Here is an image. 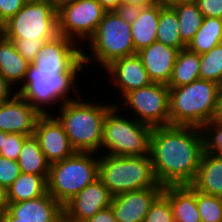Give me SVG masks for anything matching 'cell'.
<instances>
[{
	"instance_id": "46",
	"label": "cell",
	"mask_w": 222,
	"mask_h": 222,
	"mask_svg": "<svg viewBox=\"0 0 222 222\" xmlns=\"http://www.w3.org/2000/svg\"><path fill=\"white\" fill-rule=\"evenodd\" d=\"M195 0H156V3L163 6H173L178 3L193 2Z\"/></svg>"
},
{
	"instance_id": "41",
	"label": "cell",
	"mask_w": 222,
	"mask_h": 222,
	"mask_svg": "<svg viewBox=\"0 0 222 222\" xmlns=\"http://www.w3.org/2000/svg\"><path fill=\"white\" fill-rule=\"evenodd\" d=\"M14 90H15L14 87H12V85L0 75V102H4L6 100L13 98L17 94L16 91L15 93L11 92Z\"/></svg>"
},
{
	"instance_id": "33",
	"label": "cell",
	"mask_w": 222,
	"mask_h": 222,
	"mask_svg": "<svg viewBox=\"0 0 222 222\" xmlns=\"http://www.w3.org/2000/svg\"><path fill=\"white\" fill-rule=\"evenodd\" d=\"M143 222H175L171 204L162 192L151 203Z\"/></svg>"
},
{
	"instance_id": "29",
	"label": "cell",
	"mask_w": 222,
	"mask_h": 222,
	"mask_svg": "<svg viewBox=\"0 0 222 222\" xmlns=\"http://www.w3.org/2000/svg\"><path fill=\"white\" fill-rule=\"evenodd\" d=\"M179 20V34L181 40L188 45L201 27L204 16L193 2L178 3L172 6Z\"/></svg>"
},
{
	"instance_id": "7",
	"label": "cell",
	"mask_w": 222,
	"mask_h": 222,
	"mask_svg": "<svg viewBox=\"0 0 222 222\" xmlns=\"http://www.w3.org/2000/svg\"><path fill=\"white\" fill-rule=\"evenodd\" d=\"M118 106L114 103L105 115L101 149L112 156L149 155L153 127L118 114Z\"/></svg>"
},
{
	"instance_id": "10",
	"label": "cell",
	"mask_w": 222,
	"mask_h": 222,
	"mask_svg": "<svg viewBox=\"0 0 222 222\" xmlns=\"http://www.w3.org/2000/svg\"><path fill=\"white\" fill-rule=\"evenodd\" d=\"M106 10L97 0H77L57 10L58 33L77 44L95 34Z\"/></svg>"
},
{
	"instance_id": "1",
	"label": "cell",
	"mask_w": 222,
	"mask_h": 222,
	"mask_svg": "<svg viewBox=\"0 0 222 222\" xmlns=\"http://www.w3.org/2000/svg\"><path fill=\"white\" fill-rule=\"evenodd\" d=\"M204 153L201 128L192 126L153 127L150 158L162 186L190 185Z\"/></svg>"
},
{
	"instance_id": "12",
	"label": "cell",
	"mask_w": 222,
	"mask_h": 222,
	"mask_svg": "<svg viewBox=\"0 0 222 222\" xmlns=\"http://www.w3.org/2000/svg\"><path fill=\"white\" fill-rule=\"evenodd\" d=\"M83 50L74 40L57 35L45 42L32 64L41 71L80 72L85 66Z\"/></svg>"
},
{
	"instance_id": "37",
	"label": "cell",
	"mask_w": 222,
	"mask_h": 222,
	"mask_svg": "<svg viewBox=\"0 0 222 222\" xmlns=\"http://www.w3.org/2000/svg\"><path fill=\"white\" fill-rule=\"evenodd\" d=\"M204 17L222 19V0H195Z\"/></svg>"
},
{
	"instance_id": "14",
	"label": "cell",
	"mask_w": 222,
	"mask_h": 222,
	"mask_svg": "<svg viewBox=\"0 0 222 222\" xmlns=\"http://www.w3.org/2000/svg\"><path fill=\"white\" fill-rule=\"evenodd\" d=\"M34 136L38 139L40 148L50 164L64 160L76 152L62 124L53 113L38 118Z\"/></svg>"
},
{
	"instance_id": "9",
	"label": "cell",
	"mask_w": 222,
	"mask_h": 222,
	"mask_svg": "<svg viewBox=\"0 0 222 222\" xmlns=\"http://www.w3.org/2000/svg\"><path fill=\"white\" fill-rule=\"evenodd\" d=\"M58 33L57 11L47 0H28L3 24V36L8 40H52Z\"/></svg>"
},
{
	"instance_id": "36",
	"label": "cell",
	"mask_w": 222,
	"mask_h": 222,
	"mask_svg": "<svg viewBox=\"0 0 222 222\" xmlns=\"http://www.w3.org/2000/svg\"><path fill=\"white\" fill-rule=\"evenodd\" d=\"M20 173L17 161L0 156V186L7 189Z\"/></svg>"
},
{
	"instance_id": "18",
	"label": "cell",
	"mask_w": 222,
	"mask_h": 222,
	"mask_svg": "<svg viewBox=\"0 0 222 222\" xmlns=\"http://www.w3.org/2000/svg\"><path fill=\"white\" fill-rule=\"evenodd\" d=\"M7 211L19 222H64L63 206L48 192L35 199L9 203Z\"/></svg>"
},
{
	"instance_id": "45",
	"label": "cell",
	"mask_w": 222,
	"mask_h": 222,
	"mask_svg": "<svg viewBox=\"0 0 222 222\" xmlns=\"http://www.w3.org/2000/svg\"><path fill=\"white\" fill-rule=\"evenodd\" d=\"M47 1H49L51 5L53 6V8L57 11L64 5L74 3L77 0H47Z\"/></svg>"
},
{
	"instance_id": "27",
	"label": "cell",
	"mask_w": 222,
	"mask_h": 222,
	"mask_svg": "<svg viewBox=\"0 0 222 222\" xmlns=\"http://www.w3.org/2000/svg\"><path fill=\"white\" fill-rule=\"evenodd\" d=\"M222 43V19L204 17L201 27L186 46L201 55Z\"/></svg>"
},
{
	"instance_id": "31",
	"label": "cell",
	"mask_w": 222,
	"mask_h": 222,
	"mask_svg": "<svg viewBox=\"0 0 222 222\" xmlns=\"http://www.w3.org/2000/svg\"><path fill=\"white\" fill-rule=\"evenodd\" d=\"M196 202L201 222H222V198L196 190Z\"/></svg>"
},
{
	"instance_id": "38",
	"label": "cell",
	"mask_w": 222,
	"mask_h": 222,
	"mask_svg": "<svg viewBox=\"0 0 222 222\" xmlns=\"http://www.w3.org/2000/svg\"><path fill=\"white\" fill-rule=\"evenodd\" d=\"M28 0H0V22L4 24L12 18Z\"/></svg>"
},
{
	"instance_id": "49",
	"label": "cell",
	"mask_w": 222,
	"mask_h": 222,
	"mask_svg": "<svg viewBox=\"0 0 222 222\" xmlns=\"http://www.w3.org/2000/svg\"><path fill=\"white\" fill-rule=\"evenodd\" d=\"M9 133H6V132H3L0 130V151H1V147L3 146L4 144V138H6V136L8 135Z\"/></svg>"
},
{
	"instance_id": "35",
	"label": "cell",
	"mask_w": 222,
	"mask_h": 222,
	"mask_svg": "<svg viewBox=\"0 0 222 222\" xmlns=\"http://www.w3.org/2000/svg\"><path fill=\"white\" fill-rule=\"evenodd\" d=\"M27 137L28 136L22 134L9 133L6 138H4L0 156L17 161L23 142Z\"/></svg>"
},
{
	"instance_id": "39",
	"label": "cell",
	"mask_w": 222,
	"mask_h": 222,
	"mask_svg": "<svg viewBox=\"0 0 222 222\" xmlns=\"http://www.w3.org/2000/svg\"><path fill=\"white\" fill-rule=\"evenodd\" d=\"M142 6L133 4H119L114 10L128 24H132L140 15Z\"/></svg>"
},
{
	"instance_id": "5",
	"label": "cell",
	"mask_w": 222,
	"mask_h": 222,
	"mask_svg": "<svg viewBox=\"0 0 222 222\" xmlns=\"http://www.w3.org/2000/svg\"><path fill=\"white\" fill-rule=\"evenodd\" d=\"M104 153L98 158V178L113 196L144 188H163L156 178L150 155L112 156Z\"/></svg>"
},
{
	"instance_id": "43",
	"label": "cell",
	"mask_w": 222,
	"mask_h": 222,
	"mask_svg": "<svg viewBox=\"0 0 222 222\" xmlns=\"http://www.w3.org/2000/svg\"><path fill=\"white\" fill-rule=\"evenodd\" d=\"M120 4H133L142 7H149L156 4V0H120Z\"/></svg>"
},
{
	"instance_id": "21",
	"label": "cell",
	"mask_w": 222,
	"mask_h": 222,
	"mask_svg": "<svg viewBox=\"0 0 222 222\" xmlns=\"http://www.w3.org/2000/svg\"><path fill=\"white\" fill-rule=\"evenodd\" d=\"M190 185L201 193L222 198V157L204 152Z\"/></svg>"
},
{
	"instance_id": "47",
	"label": "cell",
	"mask_w": 222,
	"mask_h": 222,
	"mask_svg": "<svg viewBox=\"0 0 222 222\" xmlns=\"http://www.w3.org/2000/svg\"><path fill=\"white\" fill-rule=\"evenodd\" d=\"M0 222H19L18 218L13 217L7 210L0 215Z\"/></svg>"
},
{
	"instance_id": "3",
	"label": "cell",
	"mask_w": 222,
	"mask_h": 222,
	"mask_svg": "<svg viewBox=\"0 0 222 222\" xmlns=\"http://www.w3.org/2000/svg\"><path fill=\"white\" fill-rule=\"evenodd\" d=\"M83 100L80 96L63 104L58 111L59 115L57 113L55 117L62 124L76 152L98 153L99 150L102 151L105 115L114 103L97 104Z\"/></svg>"
},
{
	"instance_id": "42",
	"label": "cell",
	"mask_w": 222,
	"mask_h": 222,
	"mask_svg": "<svg viewBox=\"0 0 222 222\" xmlns=\"http://www.w3.org/2000/svg\"><path fill=\"white\" fill-rule=\"evenodd\" d=\"M7 189L0 186V215L8 208Z\"/></svg>"
},
{
	"instance_id": "20",
	"label": "cell",
	"mask_w": 222,
	"mask_h": 222,
	"mask_svg": "<svg viewBox=\"0 0 222 222\" xmlns=\"http://www.w3.org/2000/svg\"><path fill=\"white\" fill-rule=\"evenodd\" d=\"M162 193L171 204L175 222H201L196 190L191 185L163 186Z\"/></svg>"
},
{
	"instance_id": "25",
	"label": "cell",
	"mask_w": 222,
	"mask_h": 222,
	"mask_svg": "<svg viewBox=\"0 0 222 222\" xmlns=\"http://www.w3.org/2000/svg\"><path fill=\"white\" fill-rule=\"evenodd\" d=\"M200 55L187 47L181 49L176 57L169 88L190 84L200 78Z\"/></svg>"
},
{
	"instance_id": "2",
	"label": "cell",
	"mask_w": 222,
	"mask_h": 222,
	"mask_svg": "<svg viewBox=\"0 0 222 222\" xmlns=\"http://www.w3.org/2000/svg\"><path fill=\"white\" fill-rule=\"evenodd\" d=\"M221 85L197 79L180 87L169 88L170 125L201 128L216 119Z\"/></svg>"
},
{
	"instance_id": "6",
	"label": "cell",
	"mask_w": 222,
	"mask_h": 222,
	"mask_svg": "<svg viewBox=\"0 0 222 222\" xmlns=\"http://www.w3.org/2000/svg\"><path fill=\"white\" fill-rule=\"evenodd\" d=\"M97 155L75 152L64 160L50 164L47 192L62 206L93 183L99 176Z\"/></svg>"
},
{
	"instance_id": "16",
	"label": "cell",
	"mask_w": 222,
	"mask_h": 222,
	"mask_svg": "<svg viewBox=\"0 0 222 222\" xmlns=\"http://www.w3.org/2000/svg\"><path fill=\"white\" fill-rule=\"evenodd\" d=\"M105 71L111 76L109 77L111 85L113 84L112 86L120 91L118 94L121 93L122 98L128 92L152 83L141 58L137 54L113 61L105 68Z\"/></svg>"
},
{
	"instance_id": "24",
	"label": "cell",
	"mask_w": 222,
	"mask_h": 222,
	"mask_svg": "<svg viewBox=\"0 0 222 222\" xmlns=\"http://www.w3.org/2000/svg\"><path fill=\"white\" fill-rule=\"evenodd\" d=\"M48 176L21 172L7 188L8 203L31 200L44 195L47 192Z\"/></svg>"
},
{
	"instance_id": "34",
	"label": "cell",
	"mask_w": 222,
	"mask_h": 222,
	"mask_svg": "<svg viewBox=\"0 0 222 222\" xmlns=\"http://www.w3.org/2000/svg\"><path fill=\"white\" fill-rule=\"evenodd\" d=\"M46 41L49 40H25V38L14 41L17 52L30 64L41 53Z\"/></svg>"
},
{
	"instance_id": "22",
	"label": "cell",
	"mask_w": 222,
	"mask_h": 222,
	"mask_svg": "<svg viewBox=\"0 0 222 222\" xmlns=\"http://www.w3.org/2000/svg\"><path fill=\"white\" fill-rule=\"evenodd\" d=\"M160 4L143 7L140 15L131 24V36L134 49L139 52L157 41Z\"/></svg>"
},
{
	"instance_id": "15",
	"label": "cell",
	"mask_w": 222,
	"mask_h": 222,
	"mask_svg": "<svg viewBox=\"0 0 222 222\" xmlns=\"http://www.w3.org/2000/svg\"><path fill=\"white\" fill-rule=\"evenodd\" d=\"M40 116L19 94L0 102V130L3 132L32 136Z\"/></svg>"
},
{
	"instance_id": "11",
	"label": "cell",
	"mask_w": 222,
	"mask_h": 222,
	"mask_svg": "<svg viewBox=\"0 0 222 222\" xmlns=\"http://www.w3.org/2000/svg\"><path fill=\"white\" fill-rule=\"evenodd\" d=\"M122 103L136 116L133 118L151 127L170 125L169 87L166 84L151 83L148 86L128 92Z\"/></svg>"
},
{
	"instance_id": "28",
	"label": "cell",
	"mask_w": 222,
	"mask_h": 222,
	"mask_svg": "<svg viewBox=\"0 0 222 222\" xmlns=\"http://www.w3.org/2000/svg\"><path fill=\"white\" fill-rule=\"evenodd\" d=\"M157 42L173 48H186L179 34V20L172 6L160 5L159 23L157 27Z\"/></svg>"
},
{
	"instance_id": "40",
	"label": "cell",
	"mask_w": 222,
	"mask_h": 222,
	"mask_svg": "<svg viewBox=\"0 0 222 222\" xmlns=\"http://www.w3.org/2000/svg\"><path fill=\"white\" fill-rule=\"evenodd\" d=\"M84 222H117L111 206L101 209Z\"/></svg>"
},
{
	"instance_id": "48",
	"label": "cell",
	"mask_w": 222,
	"mask_h": 222,
	"mask_svg": "<svg viewBox=\"0 0 222 222\" xmlns=\"http://www.w3.org/2000/svg\"><path fill=\"white\" fill-rule=\"evenodd\" d=\"M216 119L222 121V90H220L219 94V105H218V112L216 115Z\"/></svg>"
},
{
	"instance_id": "30",
	"label": "cell",
	"mask_w": 222,
	"mask_h": 222,
	"mask_svg": "<svg viewBox=\"0 0 222 222\" xmlns=\"http://www.w3.org/2000/svg\"><path fill=\"white\" fill-rule=\"evenodd\" d=\"M200 79L222 85V43L200 55Z\"/></svg>"
},
{
	"instance_id": "32",
	"label": "cell",
	"mask_w": 222,
	"mask_h": 222,
	"mask_svg": "<svg viewBox=\"0 0 222 222\" xmlns=\"http://www.w3.org/2000/svg\"><path fill=\"white\" fill-rule=\"evenodd\" d=\"M204 152L222 157V121L214 119L201 127Z\"/></svg>"
},
{
	"instance_id": "44",
	"label": "cell",
	"mask_w": 222,
	"mask_h": 222,
	"mask_svg": "<svg viewBox=\"0 0 222 222\" xmlns=\"http://www.w3.org/2000/svg\"><path fill=\"white\" fill-rule=\"evenodd\" d=\"M106 11H114L120 0H97Z\"/></svg>"
},
{
	"instance_id": "4",
	"label": "cell",
	"mask_w": 222,
	"mask_h": 222,
	"mask_svg": "<svg viewBox=\"0 0 222 222\" xmlns=\"http://www.w3.org/2000/svg\"><path fill=\"white\" fill-rule=\"evenodd\" d=\"M79 73L41 71L33 64H29L23 79L24 83L19 86L16 92L41 115H48L51 114L48 110L50 105L57 103L59 105L61 102L62 106L69 101L78 99L69 95L72 92L75 91L74 95L81 96L78 93L80 90L77 91L78 86L75 81Z\"/></svg>"
},
{
	"instance_id": "8",
	"label": "cell",
	"mask_w": 222,
	"mask_h": 222,
	"mask_svg": "<svg viewBox=\"0 0 222 222\" xmlns=\"http://www.w3.org/2000/svg\"><path fill=\"white\" fill-rule=\"evenodd\" d=\"M130 28L131 24L123 20L115 11H106L95 34L88 40L92 54L87 55L85 50L82 51L85 65L96 63L100 69L106 68L119 58L137 54Z\"/></svg>"
},
{
	"instance_id": "13",
	"label": "cell",
	"mask_w": 222,
	"mask_h": 222,
	"mask_svg": "<svg viewBox=\"0 0 222 222\" xmlns=\"http://www.w3.org/2000/svg\"><path fill=\"white\" fill-rule=\"evenodd\" d=\"M113 195L98 178L63 206L64 222H84L111 205Z\"/></svg>"
},
{
	"instance_id": "50",
	"label": "cell",
	"mask_w": 222,
	"mask_h": 222,
	"mask_svg": "<svg viewBox=\"0 0 222 222\" xmlns=\"http://www.w3.org/2000/svg\"><path fill=\"white\" fill-rule=\"evenodd\" d=\"M3 36V24L0 22V37Z\"/></svg>"
},
{
	"instance_id": "19",
	"label": "cell",
	"mask_w": 222,
	"mask_h": 222,
	"mask_svg": "<svg viewBox=\"0 0 222 222\" xmlns=\"http://www.w3.org/2000/svg\"><path fill=\"white\" fill-rule=\"evenodd\" d=\"M178 52V49L156 41L141 49L137 55L141 58L152 83L168 85Z\"/></svg>"
},
{
	"instance_id": "17",
	"label": "cell",
	"mask_w": 222,
	"mask_h": 222,
	"mask_svg": "<svg viewBox=\"0 0 222 222\" xmlns=\"http://www.w3.org/2000/svg\"><path fill=\"white\" fill-rule=\"evenodd\" d=\"M163 188H144L113 196L111 209L117 222H143L151 203Z\"/></svg>"
},
{
	"instance_id": "23",
	"label": "cell",
	"mask_w": 222,
	"mask_h": 222,
	"mask_svg": "<svg viewBox=\"0 0 222 222\" xmlns=\"http://www.w3.org/2000/svg\"><path fill=\"white\" fill-rule=\"evenodd\" d=\"M28 63L18 52L13 41L0 37V75L14 88L23 83Z\"/></svg>"
},
{
	"instance_id": "26",
	"label": "cell",
	"mask_w": 222,
	"mask_h": 222,
	"mask_svg": "<svg viewBox=\"0 0 222 222\" xmlns=\"http://www.w3.org/2000/svg\"><path fill=\"white\" fill-rule=\"evenodd\" d=\"M17 163L23 173L49 175L50 163L46 160L40 143L34 135L24 140Z\"/></svg>"
}]
</instances>
